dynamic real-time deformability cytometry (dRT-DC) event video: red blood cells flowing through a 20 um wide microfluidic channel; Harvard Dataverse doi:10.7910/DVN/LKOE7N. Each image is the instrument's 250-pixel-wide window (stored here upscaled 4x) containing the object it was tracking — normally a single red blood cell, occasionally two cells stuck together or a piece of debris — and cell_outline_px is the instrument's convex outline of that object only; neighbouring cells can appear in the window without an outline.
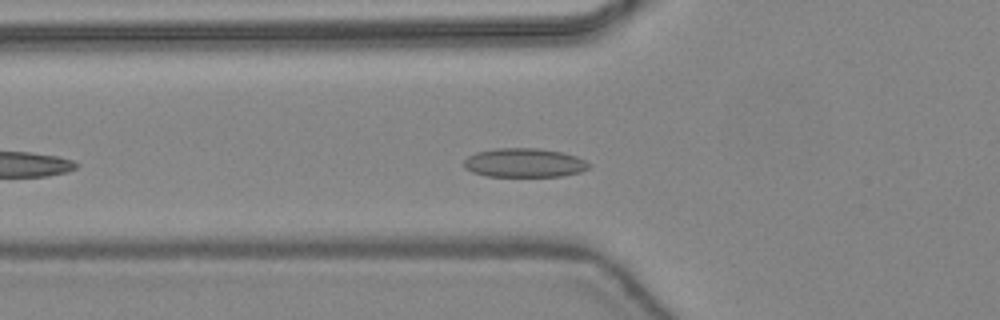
{"species": "common noctule bat (a hibernating species)", "species_latin": "Nyctalus noctula", "temperature_condition": "warm", "stored_images_in_passage": 33, "camera_frame_rate_fps": 3000, "um_per_image_px": 0.085, "animal": {"sex": "female", "body_mass_g": 24.6, "forearm_length_mm": 56.2}, "frame": {"image": 1, "passage_image": 6, "time_ms": 1.667, "image_size_px": [1000, 320], "cell_outline_px": [[592, 164], [588, 168], [580, 172], [560, 176], [488, 176], [472, 172], [464, 168], [464, 160], [468, 156], [476, 152], [496, 148], [540, 148], [560, 152], [576, 156]], "centroid_in_image_um": [44.55, 13.83], "position_along_channel_um": 81.3, "area_um2": 21.1}}
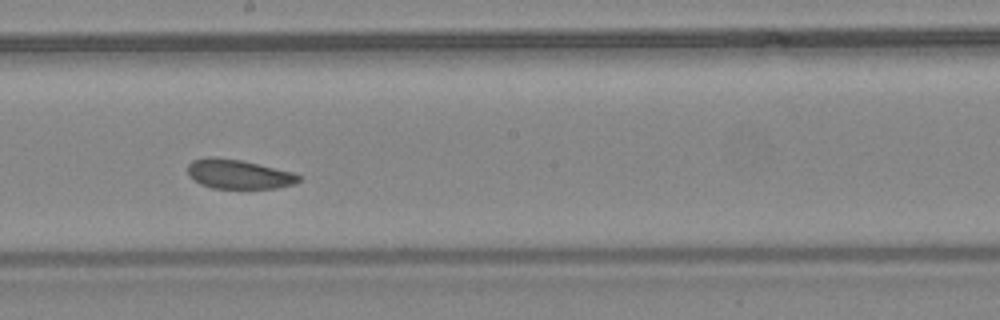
{"frame": {"image": 2, "passage_image": 16, "time_ms": 5.0, "image_size_px": [1000, 320], "cell_outline_px": [[300, 180], [292, 184], [276, 188], [212, 188], [200, 184], [188, 176], [188, 164], [192, 160], [208, 156], [240, 160], [292, 172], [300, 176]], "centroid_in_image_um": [20.22, 14.8], "position_along_channel_um": 228.0, "area_um2": 18.79}}
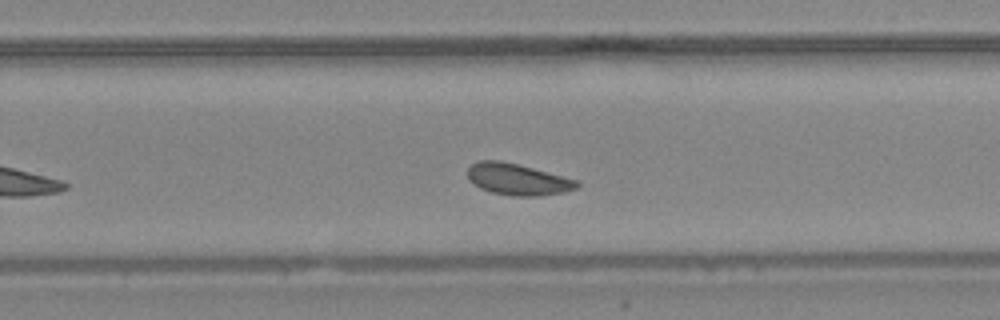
{"frame": {"image": 3, "passage_image": 20, "time_ms": 6.333, "image_size_px": [1000, 320], "cell_outline_px": [[580, 184], [576, 188], [564, 192], [536, 196], [512, 196], [492, 192], [480, 188], [468, 176], [468, 168], [476, 160], [500, 160], [532, 168], [576, 180]], "centroid_in_image_um": [43.98, 15.24], "position_along_channel_um": 285.8, "area_um2": 19.65}, "authors_computed_cell_mechanics": {"area_um2": 20.1144, "velocity_mm_per_s": 4.3778, "shape_relaxation_time_tau1_ms": 4.7083, "shape_relaxation_time_tau2_ms": 8.7005, "deformation_change_tau1": 0.0707, "deformation_change_tau2": 0.1252}}